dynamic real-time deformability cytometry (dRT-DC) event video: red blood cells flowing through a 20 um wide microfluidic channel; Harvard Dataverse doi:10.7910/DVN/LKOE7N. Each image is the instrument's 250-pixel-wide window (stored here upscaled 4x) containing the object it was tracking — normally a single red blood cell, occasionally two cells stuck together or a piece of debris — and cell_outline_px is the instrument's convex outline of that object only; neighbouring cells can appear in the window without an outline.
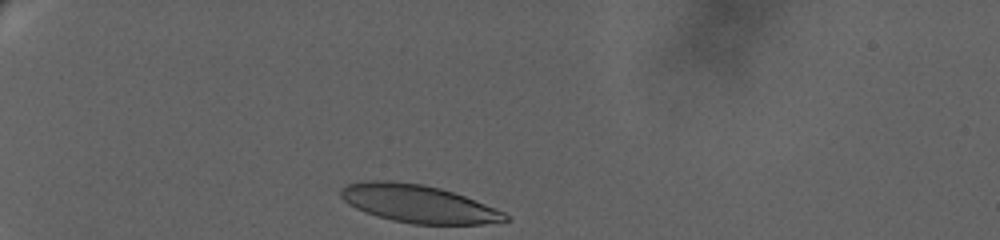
{"species": "human", "species_latin": "Homo sapiens", "temperature_condition": "warm", "stored_images_in_passage": 47, "camera_frame_rate_fps": 3000, "um_per_image_px": 0.085, "donor": {"sex": "female"}, "frame": {"image": 1, "passage_image": 1, "time_ms": 0.0, "image_size_px": [1000, 240], "cell_outline_px": [[512, 220], [484, 224], [412, 224], [392, 220], [376, 216], [364, 212], [348, 204], [340, 196], [340, 188], [348, 184], [368, 180], [392, 180], [424, 184], [440, 188], [464, 196], [496, 208], [504, 212]], "centroid_in_image_um": [35.54, 17.31], "position_along_channel_um": 49.5, "area_um2": 36.41}}
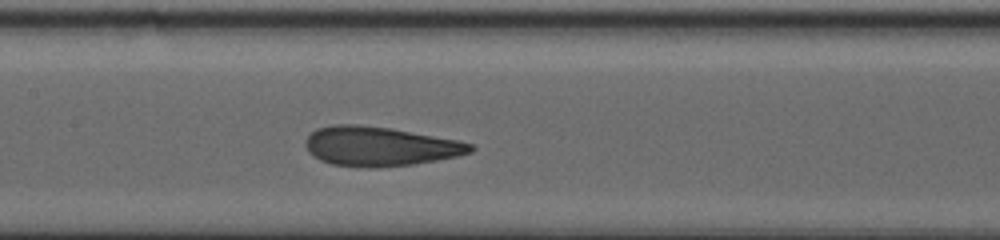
{"frame": {"image": 2, "passage_image": 30, "time_ms": 5.667, "image_size_px": [1000, 240], "cell_outline_px": [[476, 148], [472, 152], [456, 156], [436, 160], [412, 164], [376, 168], [364, 168], [332, 164], [320, 160], [312, 156], [308, 152], [304, 144], [304, 140], [316, 128], [336, 124], [356, 124], [392, 128], [460, 140], [472, 144]], "centroid_in_image_um": [32.27, 12.43], "position_along_channel_um": 175.1, "area_um2": 38.21}}
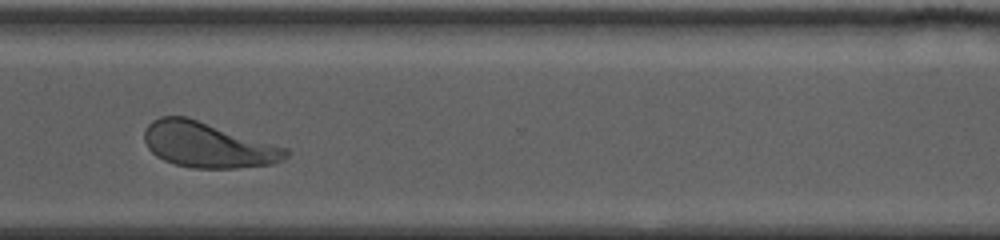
{"frame": {"image": 3, "passage_image": 46, "time_ms": 11.333, "image_size_px": [1000, 240], "cell_outline_px": [[288, 156], [284, 160], [272, 164], [236, 168], [192, 168], [176, 164], [164, 160], [156, 156], [148, 148], [144, 140], [144, 128], [152, 120], [160, 116], [188, 116], [288, 148]], "centroid_in_image_um": [17.66, 12.3], "position_along_channel_um": 352.9, "area_um2": 37.69}}